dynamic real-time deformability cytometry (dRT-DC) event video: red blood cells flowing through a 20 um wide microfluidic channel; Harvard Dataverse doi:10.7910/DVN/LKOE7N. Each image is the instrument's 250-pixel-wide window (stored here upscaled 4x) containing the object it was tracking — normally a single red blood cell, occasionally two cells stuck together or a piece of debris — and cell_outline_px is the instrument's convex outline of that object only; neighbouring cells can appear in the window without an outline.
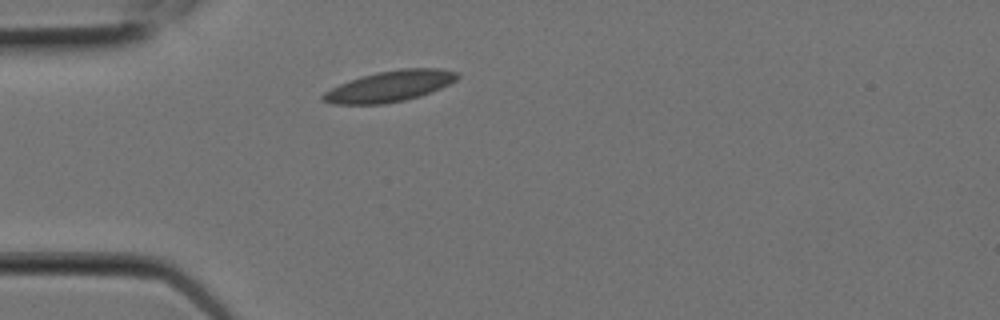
{"species": "Egyptian fruit bat (a non-hibernating species)", "species_latin": "Rousettus aegyptiacus", "temperature_condition": "room temperature", "stored_images_in_passage": 7, "camera_frame_rate_fps": 3000, "um_per_image_px": 0.085, "animal": {"sex": "female"}, "frame": {"image": 1, "passage_image": 1, "time_ms": 0.0, "image_size_px": [1000, 320], "cell_outline_px": [[452, 76], [448, 80], [424, 92], [392, 100], [332, 100], [328, 96], [352, 84], [396, 72], [428, 72]], "centroid_in_image_um": [33.23, 7.36], "position_along_channel_um": 51.8, "area_um2": 15.66}}
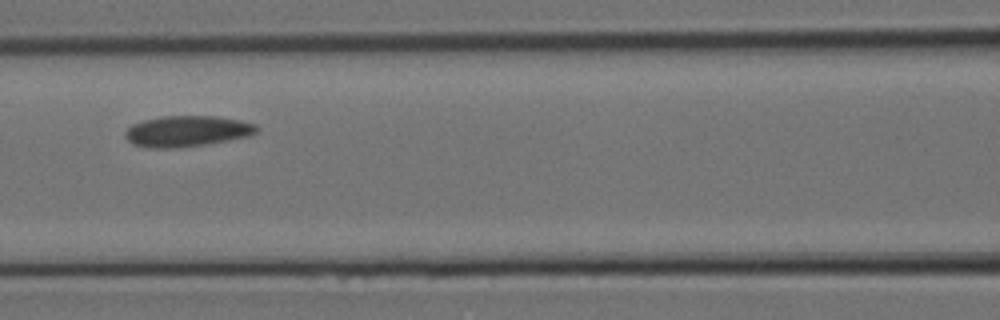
{"frame": {"image": 2, "passage_image": 4, "time_ms": 1.0, "image_size_px": [1000, 320], "cell_outline_px": [[248, 128], [244, 132], [224, 136], [200, 140], [136, 140], [132, 136], [132, 132], [136, 128], [152, 124], [184, 120], [200, 120], [240, 124]], "centroid_in_image_um": [15.89, 11.09], "position_along_channel_um": 150.7, "area_um2": 12.83}}
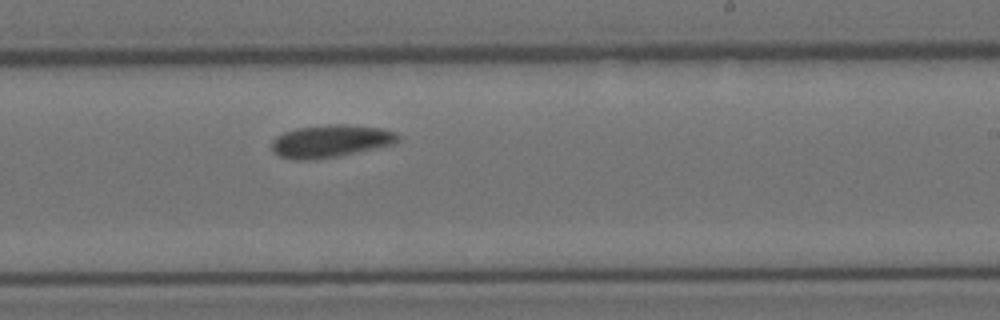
{"frame": {"image": 3, "passage_image": 7, "time_ms": 2.0, "image_size_px": [1000, 320], "cell_outline_px": [[384, 136], [380, 140], [344, 148], [320, 152], [284, 152], [280, 148], [280, 140], [312, 132], [372, 132]], "centroid_in_image_um": [27.78, 12.01], "position_along_channel_um": 261.2, "area_um2": 11.04}}